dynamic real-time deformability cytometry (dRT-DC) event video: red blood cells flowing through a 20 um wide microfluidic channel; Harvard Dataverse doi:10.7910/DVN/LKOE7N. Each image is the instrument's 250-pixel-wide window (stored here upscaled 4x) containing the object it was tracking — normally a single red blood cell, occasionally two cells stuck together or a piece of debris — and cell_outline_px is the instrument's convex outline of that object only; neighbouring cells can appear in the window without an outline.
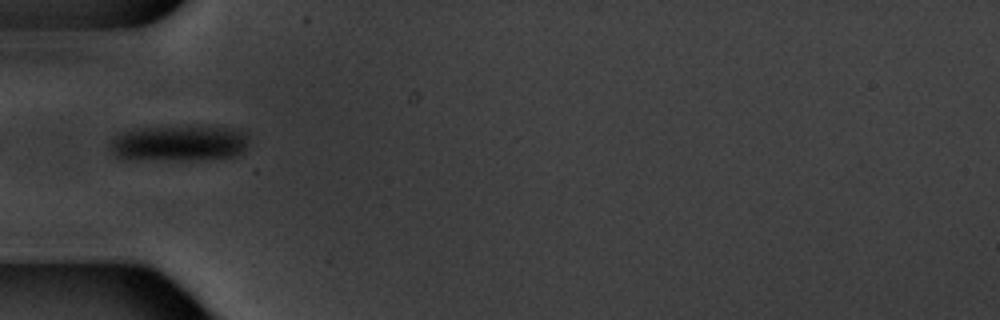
{"species": "common noctule bat (a hibernating species)", "species_latin": "Nyctalus noctula", "temperature_condition": "warm", "stored_images_in_passage": 7, "camera_frame_rate_fps": 3000, "um_per_image_px": 0.085, "animal": {"sex": "male", "body_mass_g": 20.1, "forearm_length_mm": 53.5}, "frame": {"image": 1, "passage_image": 4, "time_ms": 3.333, "image_size_px": [1000, 320], "cell_outline_px": [[248, 144], [244, 152], [236, 156], [192, 160], [156, 160], [116, 156], [108, 148], [108, 144], [120, 132], [136, 128], [232, 128], [248, 132]], "centroid_in_image_um": [15.25, 12.19], "position_along_channel_um": 69.8, "area_um2": 28.67}}